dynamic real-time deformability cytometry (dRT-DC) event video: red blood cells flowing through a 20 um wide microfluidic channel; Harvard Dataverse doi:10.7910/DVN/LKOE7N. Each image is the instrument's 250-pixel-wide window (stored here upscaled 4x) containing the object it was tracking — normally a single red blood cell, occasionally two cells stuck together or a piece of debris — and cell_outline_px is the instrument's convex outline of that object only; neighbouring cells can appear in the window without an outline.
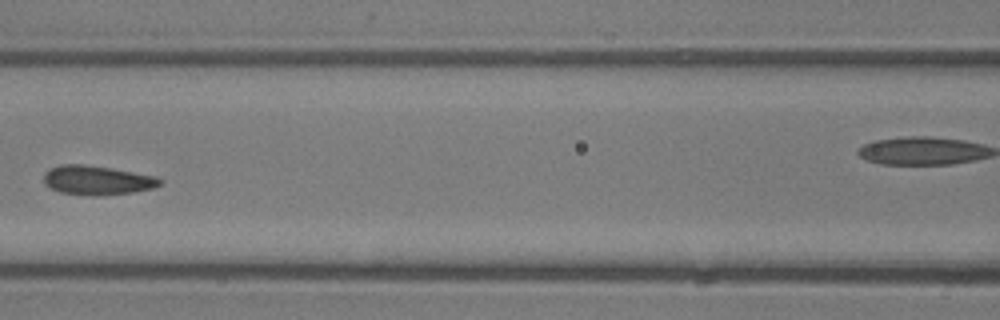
{"species": "common noctule bat (a hibernating species)", "species_latin": "Nyctalus noctula", "temperature_condition": "room temperature", "stored_images_in_passage": 9, "camera_frame_rate_fps": 3000, "um_per_image_px": 0.085, "animal": {"sex": "male", "body_mass_g": 13.3}, "frame": {"image": 1, "passage_image": 7, "time_ms": 7.0, "image_size_px": [1000, 320], "cell_outline_px": [[164, 180], [160, 184], [152, 188], [132, 192], [96, 196], [92, 196], [60, 192], [44, 184], [44, 172], [48, 168], [60, 164], [84, 164], [112, 168], [156, 176]], "centroid_in_image_um": [8.23, 15.31], "position_along_channel_um": 158.4, "area_um2": 19.88}}
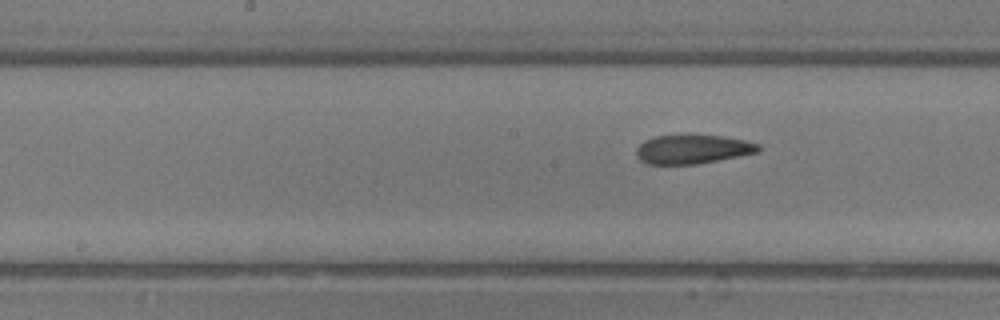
{"frame": {"image": 2, "passage_image": 9, "time_ms": 9.333, "image_size_px": [1000, 320], "cell_outline_px": [[760, 152], [740, 156], [696, 164], [644, 164], [636, 156], [636, 148], [644, 140], [656, 136], [720, 136], [744, 140], [760, 144]], "centroid_in_image_um": [58.86, 12.7], "position_along_channel_um": 189.3, "area_um2": 20.46}}